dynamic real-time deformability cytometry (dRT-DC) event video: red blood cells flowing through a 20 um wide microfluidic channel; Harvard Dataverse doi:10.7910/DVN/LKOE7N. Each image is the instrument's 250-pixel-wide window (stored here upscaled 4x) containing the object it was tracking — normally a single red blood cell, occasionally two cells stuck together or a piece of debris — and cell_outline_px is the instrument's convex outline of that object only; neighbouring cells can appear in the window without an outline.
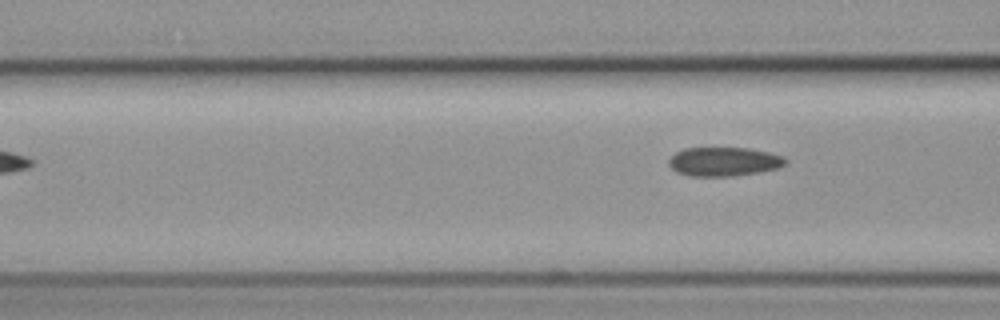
{"species": "common noctule bat (a hibernating species)", "species_latin": "Nyctalus noctula", "temperature_condition": "cold", "stored_images_in_passage": 8, "camera_frame_rate_fps": 3000, "um_per_image_px": 0.085, "animal": {"sex": "female", "body_mass_g": 19.3, "forearm_length_mm": 54.1}, "frame": {"image": 1, "passage_image": 8, "time_ms": 9.333, "image_size_px": [1000, 320], "cell_outline_px": [[788, 160], [784, 164], [776, 168], [756, 172], [732, 176], [688, 176], [676, 172], [668, 164], [668, 160], [676, 152], [684, 148], [748, 148], [768, 152], [784, 156]], "centroid_in_image_um": [61.5, 13.73], "position_along_channel_um": 105.1, "area_um2": 19.59}}